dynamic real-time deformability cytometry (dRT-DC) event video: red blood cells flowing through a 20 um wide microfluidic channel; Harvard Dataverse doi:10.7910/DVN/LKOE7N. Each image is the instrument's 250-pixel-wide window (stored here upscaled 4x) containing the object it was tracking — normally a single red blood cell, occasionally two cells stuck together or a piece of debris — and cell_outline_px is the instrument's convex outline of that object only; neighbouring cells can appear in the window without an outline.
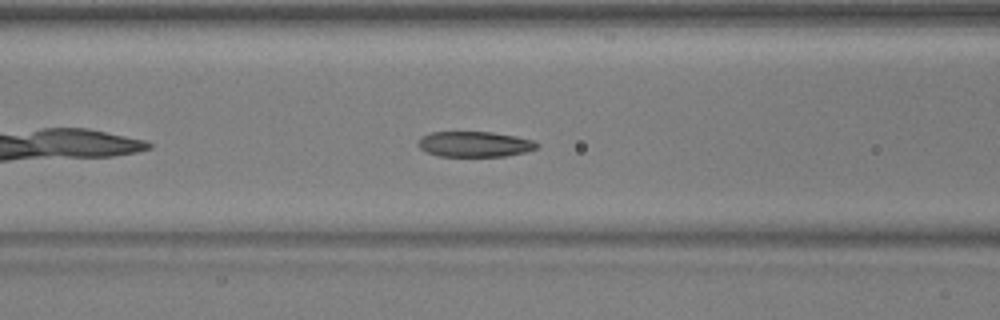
{"species": "common noctule bat (a hibernating species)", "species_latin": "Nyctalus noctula", "temperature_condition": "warm", "stored_images_in_passage": 38, "camera_frame_rate_fps": 3000, "um_per_image_px": 0.085, "animal": {"sex": "male", "body_mass_g": 17.9, "forearm_length_mm": 54.2}, "frame": {"image": 1, "passage_image": 8, "time_ms": 2.333, "image_size_px": [1000, 320], "cell_outline_px": [[540, 144], [536, 148], [524, 152], [504, 156], [440, 156], [424, 152], [416, 144], [420, 136], [432, 132], [492, 132], [516, 136], [532, 140]], "centroid_in_image_um": [40.29, 12.25], "position_along_channel_um": 126.3, "area_um2": 17.69}}
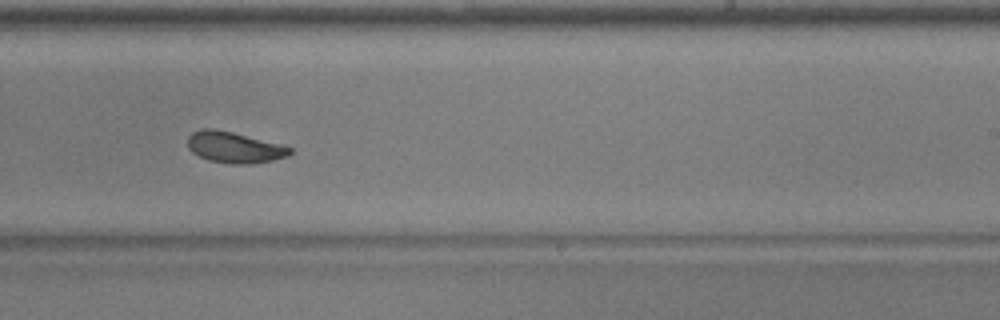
{"frame": {"image": 2, "passage_image": 19, "time_ms": 6.0, "image_size_px": [1000, 320], "cell_outline_px": [[292, 152], [288, 156], [272, 160], [252, 164], [228, 164], [208, 160], [192, 152], [188, 148], [188, 136], [192, 132], [200, 128], [216, 128], [280, 144], [292, 148]], "centroid_in_image_um": [19.89, 12.52], "position_along_channel_um": 269.1, "area_um2": 18.61}}
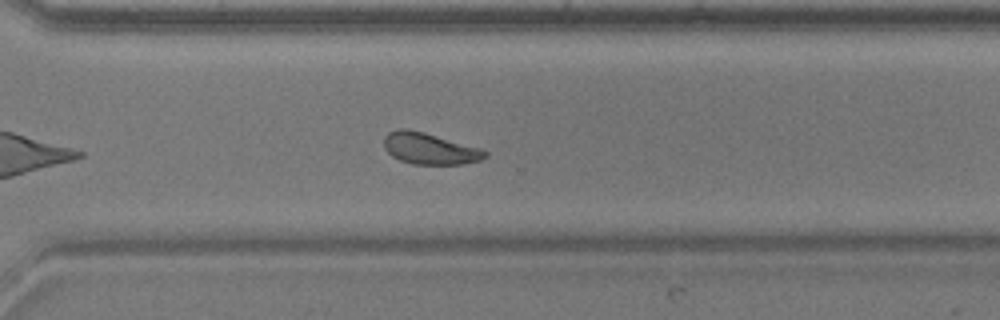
{"frame": {"image": 3, "passage_image": 24, "time_ms": 7.667, "image_size_px": [1000, 320], "cell_outline_px": [[488, 156], [480, 160], [464, 164], [412, 164], [400, 160], [392, 156], [384, 148], [384, 136], [388, 132], [400, 128], [408, 128], [424, 132], [480, 148], [488, 152]], "centroid_in_image_um": [36.5, 12.62], "position_along_channel_um": 334.1, "area_um2": 18.55}, "authors_computed_cell_mechanics": {"area_um2": 18.8139, "velocity_mm_per_s": 3.9011, "shape_relaxation_time_tau1_ms": 3.9214, "shape_relaxation_time_tau2_ms": 2.5883, "deformation_change_tau1": 0.1685, "deformation_change_tau2": 0.0934}}